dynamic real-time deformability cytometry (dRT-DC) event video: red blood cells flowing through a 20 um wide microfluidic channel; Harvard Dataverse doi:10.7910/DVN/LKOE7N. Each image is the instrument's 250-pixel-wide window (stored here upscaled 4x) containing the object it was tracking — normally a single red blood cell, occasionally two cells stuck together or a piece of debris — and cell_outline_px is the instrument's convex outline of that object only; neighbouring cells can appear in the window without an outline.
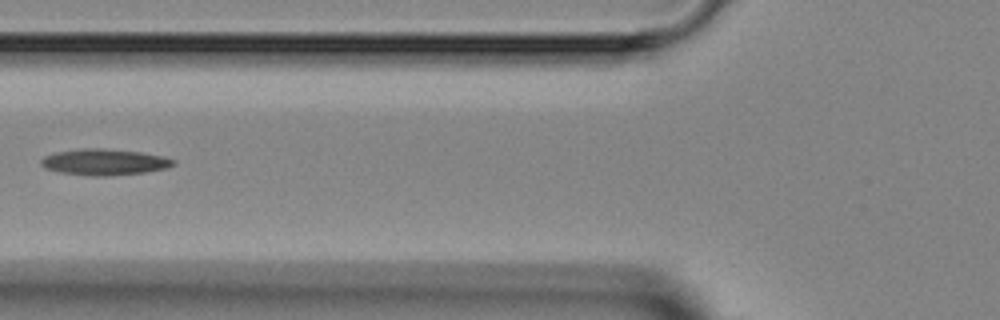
{"species": "Egyptian fruit bat (a non-hibernating species)", "species_latin": "Rousettus aegyptiacus", "temperature_condition": "room temperature", "stored_images_in_passage": 5, "camera_frame_rate_fps": 3000, "um_per_image_px": 0.085, "animal": {"sex": "female"}, "frame": {"image": 1, "passage_image": 4, "time_ms": 8.0, "image_size_px": [1000, 320], "cell_outline_px": [[176, 164], [168, 168], [144, 172], [104, 176], [88, 176], [60, 172], [44, 168], [40, 164], [40, 160], [44, 156], [56, 152], [80, 148], [100, 148], [140, 152], [164, 156], [176, 160]], "centroid_in_image_um": [8.87, 13.77], "position_along_channel_um": 116.9, "area_um2": 20.29}}
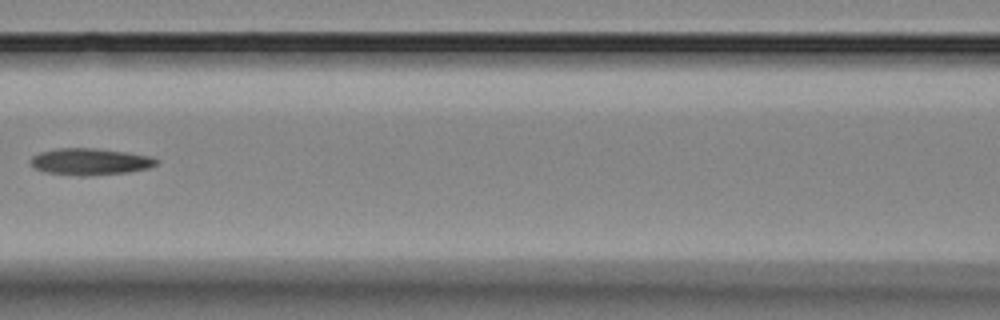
{"frame": {"image": 2, "passage_image": 5, "time_ms": 9.0, "image_size_px": [1000, 320], "cell_outline_px": [[160, 160], [156, 164], [148, 168], [128, 172], [88, 176], [80, 176], [44, 172], [32, 168], [28, 160], [32, 156], [40, 152], [56, 148], [96, 148], [152, 156]], "centroid_in_image_um": [7.61, 13.74], "position_along_channel_um": 159.0, "area_um2": 19.83}}